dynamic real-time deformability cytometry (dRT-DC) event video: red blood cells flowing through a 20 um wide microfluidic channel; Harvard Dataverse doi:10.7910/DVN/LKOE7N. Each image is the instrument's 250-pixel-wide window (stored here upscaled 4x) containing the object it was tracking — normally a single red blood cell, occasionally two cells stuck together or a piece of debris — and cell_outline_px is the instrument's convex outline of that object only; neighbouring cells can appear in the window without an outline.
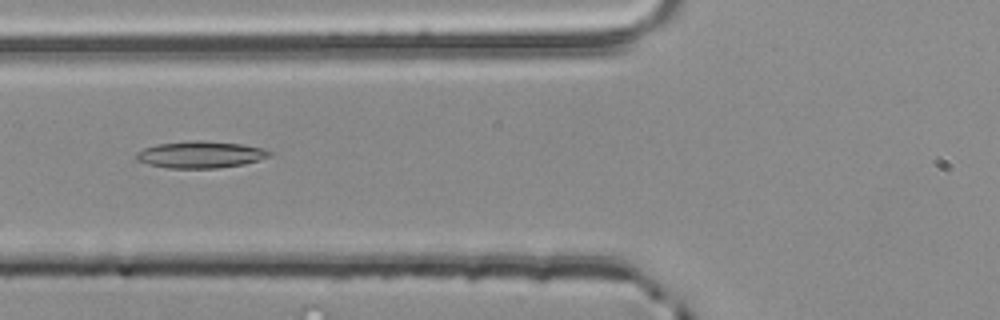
{"species": "common noctule bat (a hibernating species)", "species_latin": "Nyctalus noctula", "temperature_condition": "room temperature", "stored_images_in_passage": 32, "camera_frame_rate_fps": 3000, "um_per_image_px": 0.085, "animal": {"sex": "male", "body_mass_g": 20.4}, "frame": {"image": 1, "passage_image": 4, "time_ms": 1.0, "image_size_px": [1000, 320], "cell_outline_px": [[272, 156], [260, 160], [244, 164], [220, 168], [168, 168], [148, 164], [136, 160], [136, 152], [144, 148], [156, 144], [192, 140], [204, 140], [244, 144], [264, 148], [272, 152]], "centroid_in_image_um": [17.08, 13.13], "position_along_channel_um": 108.7, "area_um2": 21.15}}
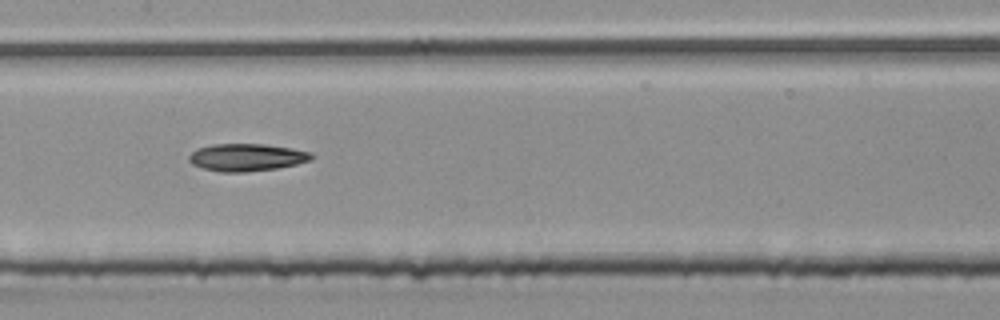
{"frame": {"image": 2, "passage_image": 10, "time_ms": 3.0, "image_size_px": [1000, 320], "cell_outline_px": [[312, 160], [296, 164], [276, 168], [244, 172], [220, 172], [204, 168], [192, 164], [188, 160], [188, 156], [196, 148], [212, 144], [264, 144], [292, 148], [308, 152], [312, 156]], "centroid_in_image_um": [20.92, 13.37], "position_along_channel_um": 186.5, "area_um2": 19.48}}
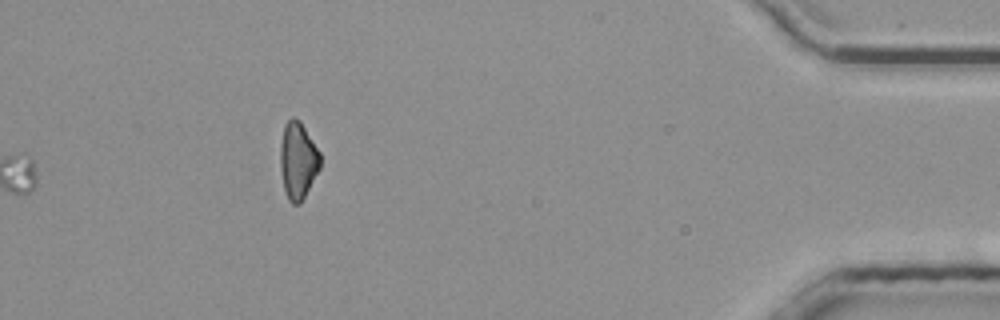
{"frame": {"image": 3, "passage_image": 32, "time_ms": 10.333, "image_size_px": [1000, 320], "cell_outline_px": [[320, 168], [300, 204], [292, 204], [288, 200], [284, 188], [280, 168], [280, 144], [284, 124], [292, 116], [300, 120], [320, 152]], "centroid_in_image_um": [25.31, 13.62], "position_along_channel_um": 409.9, "area_um2": 17.98}}